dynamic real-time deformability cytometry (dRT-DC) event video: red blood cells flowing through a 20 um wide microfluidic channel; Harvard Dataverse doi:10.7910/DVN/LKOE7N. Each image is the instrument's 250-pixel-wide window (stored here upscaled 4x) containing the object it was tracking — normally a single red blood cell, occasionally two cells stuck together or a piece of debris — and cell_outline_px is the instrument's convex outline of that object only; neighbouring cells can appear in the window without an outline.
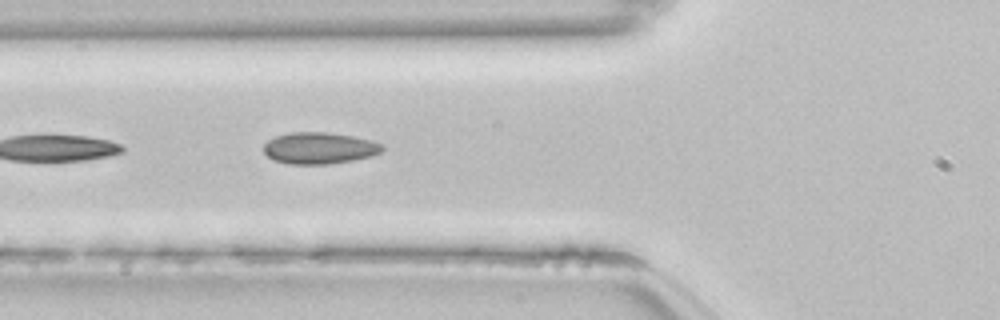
{"species": "common noctule bat (a hibernating species)", "species_latin": "Nyctalus noctula", "temperature_condition": "room temperature", "stored_images_in_passage": 32, "camera_frame_rate_fps": 3000, "um_per_image_px": 0.085, "animal": {"sex": "female", "body_mass_g": 22.7, "forearm_length_mm": 54.2}, "frame": {"image": 1, "passage_image": 20, "time_ms": 6.333, "image_size_px": [1000, 320], "cell_outline_px": [[384, 148], [380, 152], [372, 156], [352, 160], [328, 164], [288, 164], [272, 160], [264, 152], [264, 144], [268, 140], [276, 136], [292, 132], [324, 132], [352, 136], [372, 140], [380, 144]], "centroid_in_image_um": [27.12, 12.59], "position_along_channel_um": 98.7, "area_um2": 21.73}}